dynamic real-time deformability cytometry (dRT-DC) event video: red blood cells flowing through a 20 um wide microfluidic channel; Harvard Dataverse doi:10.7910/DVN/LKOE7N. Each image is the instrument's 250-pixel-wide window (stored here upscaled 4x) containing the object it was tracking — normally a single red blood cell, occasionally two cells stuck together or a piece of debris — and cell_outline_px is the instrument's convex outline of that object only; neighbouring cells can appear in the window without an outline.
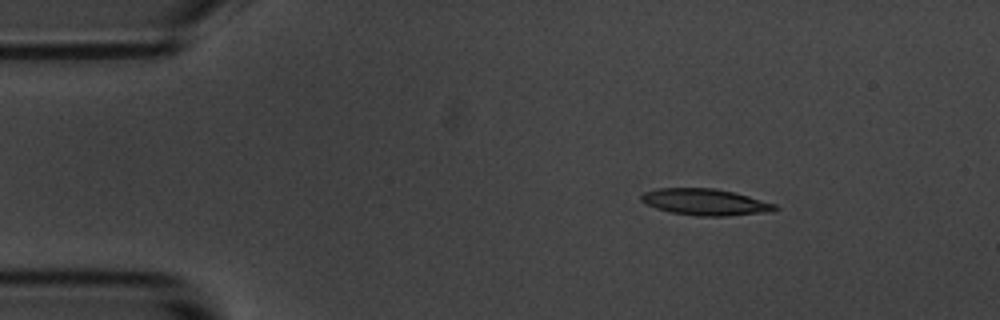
{"species": "common noctule bat (a hibernating species)", "species_latin": "Nyctalus noctula", "temperature_condition": "room temperature", "stored_images_in_passage": 3, "camera_frame_rate_fps": 3000, "um_per_image_px": 0.085, "animal": {"sex": "male", "body_mass_g": 20.1, "forearm_length_mm": 53.5}, "frame": {"image": 1, "passage_image": 1, "time_ms": 0.0, "image_size_px": [1000, 320], "cell_outline_px": [[780, 208], [772, 212], [728, 216], [696, 216], [668, 212], [656, 208], [640, 200], [640, 196], [644, 192], [656, 188], [716, 188], [748, 196], [776, 204]], "centroid_in_image_um": [59.96, 17.18], "position_along_channel_um": 25.0, "area_um2": 20.81}}